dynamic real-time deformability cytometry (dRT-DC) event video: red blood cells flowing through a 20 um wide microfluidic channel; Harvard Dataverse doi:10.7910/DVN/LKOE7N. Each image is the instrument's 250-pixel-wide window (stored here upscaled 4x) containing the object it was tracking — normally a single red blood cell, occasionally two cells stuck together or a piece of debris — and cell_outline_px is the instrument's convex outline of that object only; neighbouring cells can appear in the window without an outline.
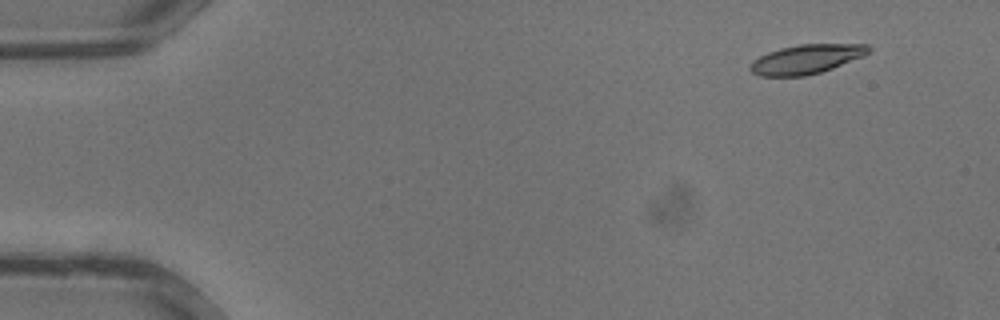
{"species": "common noctule bat (a hibernating species)", "species_latin": "Nyctalus noctula", "temperature_condition": "warm", "stored_images_in_passage": 36, "camera_frame_rate_fps": 3000, "um_per_image_px": 0.085, "animal": {"sex": "male", "body_mass_g": 13.3}, "frame": {"image": 1, "passage_image": 4, "time_ms": 1.0, "image_size_px": [1000, 320], "cell_outline_px": [[872, 48], [864, 56], [832, 68], [820, 72], [804, 76], [760, 76], [752, 72], [748, 68], [752, 60], [768, 52], [780, 48], [800, 44], [868, 44]], "centroid_in_image_um": [68.53, 5.02], "position_along_channel_um": 16.5, "area_um2": 20.17}}
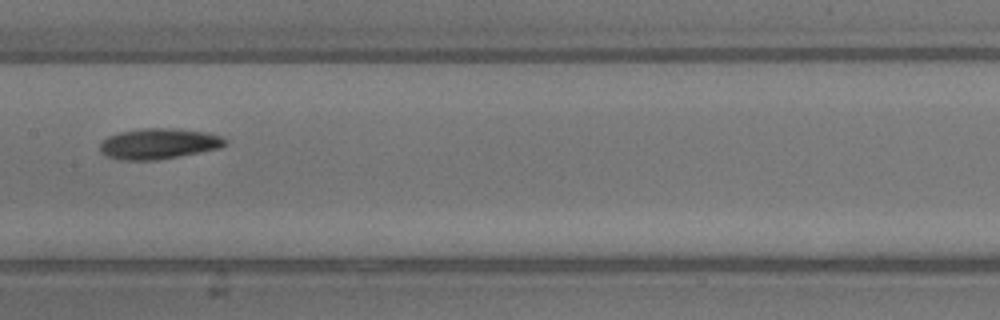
{"frame": {"image": 2, "passage_image": 19, "time_ms": 6.0, "image_size_px": [1000, 320], "cell_outline_px": [[228, 144], [220, 148], [180, 156], [156, 160], [120, 160], [104, 156], [100, 152], [100, 144], [108, 136], [120, 132], [144, 128], [172, 128], [208, 132], [220, 136], [228, 140]], "centroid_in_image_um": [13.5, 12.22], "position_along_channel_um": 193.9, "area_um2": 22.54}}
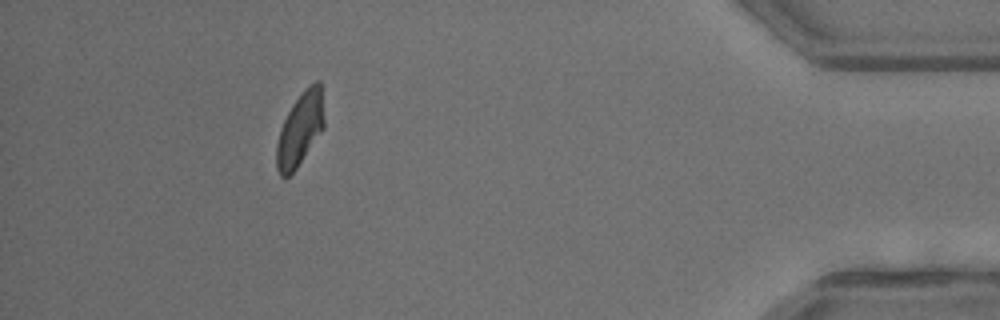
{"frame": {"image": 3, "passage_image": 33, "time_ms": 10.667, "image_size_px": [1000, 320], "cell_outline_px": [[324, 128], [296, 168], [288, 176], [280, 176], [276, 168], [276, 144], [280, 128], [292, 104], [304, 88], [308, 84], [316, 80], [320, 80], [324, 120]], "centroid_in_image_um": [25.5, 10.95], "position_along_channel_um": 409.7, "area_um2": 20.29}}